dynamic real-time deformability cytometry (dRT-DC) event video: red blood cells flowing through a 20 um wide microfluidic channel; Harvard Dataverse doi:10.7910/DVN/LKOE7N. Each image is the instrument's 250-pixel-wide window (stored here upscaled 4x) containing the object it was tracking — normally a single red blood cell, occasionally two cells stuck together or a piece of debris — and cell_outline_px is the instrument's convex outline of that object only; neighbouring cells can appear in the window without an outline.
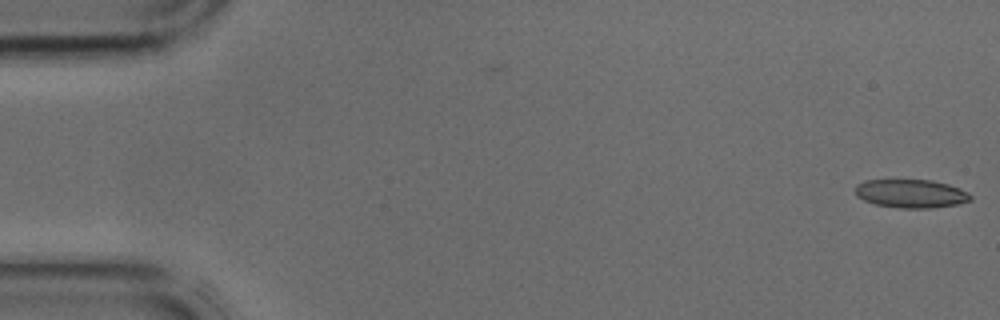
{"species": "common noctule bat (a hibernating species)", "species_latin": "Nyctalus noctula", "temperature_condition": "cold", "stored_images_in_passage": 4, "camera_frame_rate_fps": 3000, "um_per_image_px": 0.085, "animal": {"sex": "male", "body_mass_g": 17.9, "forearm_length_mm": 54.2}, "frame": {"image": 1, "passage_image": 4, "time_ms": 1.0, "image_size_px": [1000, 320], "cell_outline_px": [[972, 200], [956, 204], [932, 208], [900, 208], [876, 204], [864, 200], [856, 196], [856, 184], [864, 180], [932, 180], [948, 184], [960, 188], [968, 192], [972, 196]], "centroid_in_image_um": [77.44, 16.45], "position_along_channel_um": 7.6, "area_um2": 19.13}}